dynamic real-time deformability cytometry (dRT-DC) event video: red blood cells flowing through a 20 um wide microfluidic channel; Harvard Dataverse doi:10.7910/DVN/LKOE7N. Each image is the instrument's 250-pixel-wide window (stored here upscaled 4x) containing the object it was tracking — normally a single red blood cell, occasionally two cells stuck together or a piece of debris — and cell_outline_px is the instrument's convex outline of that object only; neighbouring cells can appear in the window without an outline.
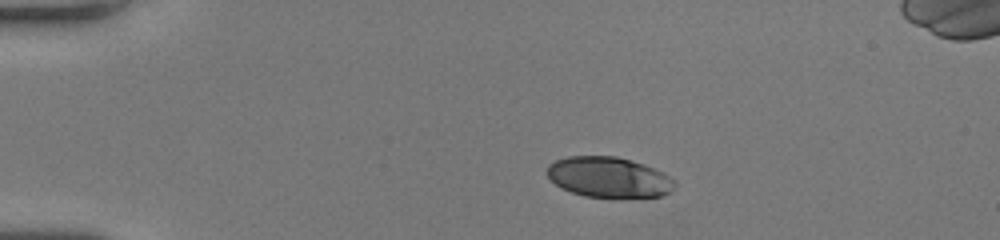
{"species": "human", "species_latin": "Homo sapiens", "temperature_condition": "room temperature", "stored_images_in_passage": 37, "camera_frame_rate_fps": 3000, "um_per_image_px": 0.085, "donor": {"sex": "female"}, "frame": {"image": 1, "passage_image": 1, "time_ms": 0.0, "image_size_px": [1000, 240], "cell_outline_px": [[676, 184], [672, 192], [660, 196], [612, 200], [584, 196], [572, 192], [556, 184], [548, 176], [548, 164], [556, 160], [568, 156], [616, 156], [652, 168], [668, 176]], "centroid_in_image_um": [51.75, 15.11], "position_along_channel_um": 33.3, "area_um2": 30.35}}
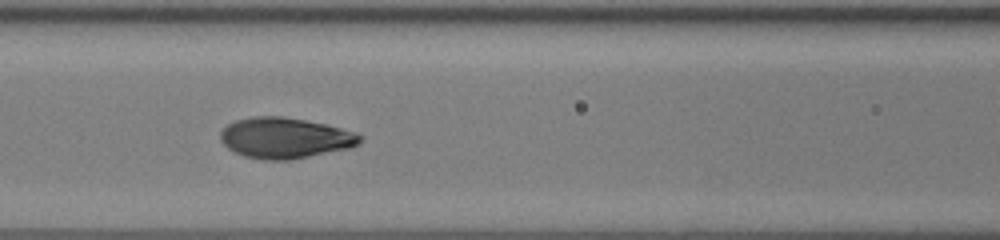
{"frame": {"image": 2, "passage_image": 14, "time_ms": 4.333, "image_size_px": [1000, 240], "cell_outline_px": [[364, 136], [352, 148], [292, 160], [264, 160], [244, 156], [228, 148], [220, 140], [220, 132], [228, 124], [236, 120], [252, 116], [284, 116], [324, 124], [356, 132]], "centroid_in_image_um": [24.23, 11.73], "position_along_channel_um": 142.4, "area_um2": 33.23}}
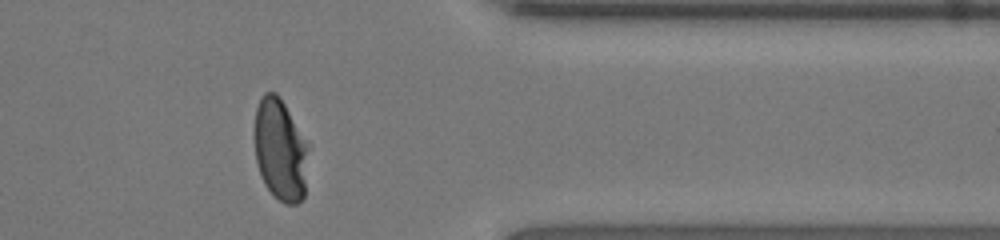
{"frame": {"image": 3, "passage_image": 33, "time_ms": 10.667, "image_size_px": [1000, 240], "cell_outline_px": [[308, 148], [304, 196], [296, 204], [284, 204], [264, 184], [256, 160], [256, 108], [264, 92], [276, 92], [280, 96], [308, 144]], "centroid_in_image_um": [23.84, 12.73], "position_along_channel_um": 387.6, "area_um2": 31.44}, "authors_computed_cell_mechanics": {"area_um2": 32.4836, "velocity_mm_per_s": 4.0422, "shape_relaxation_time_tau1_ms": 4.4414, "shape_relaxation_time_tau2_ms": null, "deformation_change_tau1": 0.2186, "deformation_change_tau2": null}}